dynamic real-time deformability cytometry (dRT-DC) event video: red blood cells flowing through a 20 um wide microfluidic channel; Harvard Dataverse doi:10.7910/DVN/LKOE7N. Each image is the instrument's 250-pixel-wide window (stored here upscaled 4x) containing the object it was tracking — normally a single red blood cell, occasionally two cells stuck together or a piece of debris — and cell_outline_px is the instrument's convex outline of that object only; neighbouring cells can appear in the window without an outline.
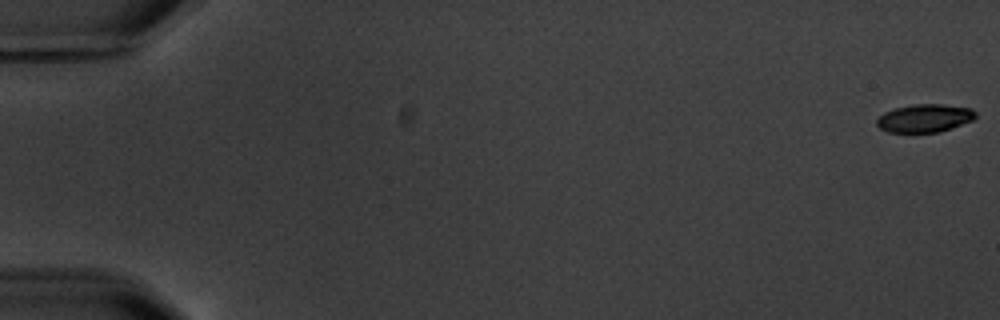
{"species": "common noctule bat (a hibernating species)", "species_latin": "Nyctalus noctula", "temperature_condition": "warm", "stored_images_in_passage": 6, "camera_frame_rate_fps": 3000, "um_per_image_px": 0.085, "animal": {"sex": "male", "body_mass_g": 20.1, "forearm_length_mm": 53.5}, "frame": {"image": 1, "passage_image": 1, "time_ms": 0.0, "image_size_px": [1000, 320], "cell_outline_px": [[976, 116], [972, 120], [952, 128], [940, 132], [888, 132], [880, 128], [876, 124], [876, 120], [884, 112], [896, 108], [916, 104], [944, 104], [972, 108], [976, 112]], "centroid_in_image_um": [78.61, 10.04], "position_along_channel_um": 6.4, "area_um2": 16.13}}
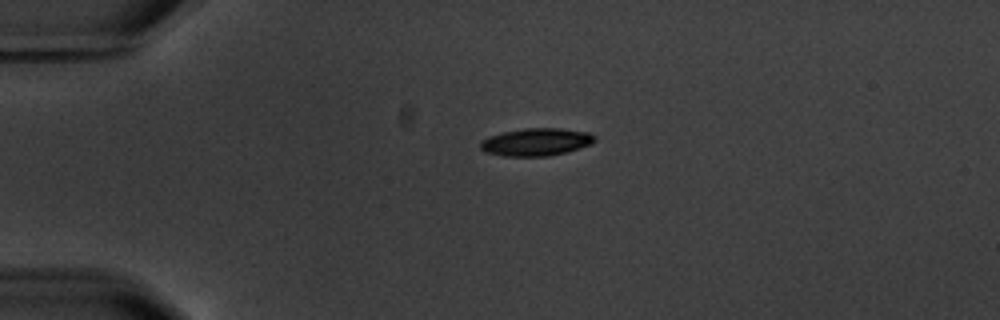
{"frame": {"image": 2, "passage_image": 5, "time_ms": 4.667, "image_size_px": [1000, 320], "cell_outline_px": [[596, 140], [592, 144], [564, 152], [548, 156], [504, 156], [484, 152], [480, 148], [480, 140], [488, 136], [504, 132], [524, 128], [560, 128], [588, 132], [596, 136]], "centroid_in_image_um": [45.55, 12.06], "position_along_channel_um": 39.4, "area_um2": 18.44}}